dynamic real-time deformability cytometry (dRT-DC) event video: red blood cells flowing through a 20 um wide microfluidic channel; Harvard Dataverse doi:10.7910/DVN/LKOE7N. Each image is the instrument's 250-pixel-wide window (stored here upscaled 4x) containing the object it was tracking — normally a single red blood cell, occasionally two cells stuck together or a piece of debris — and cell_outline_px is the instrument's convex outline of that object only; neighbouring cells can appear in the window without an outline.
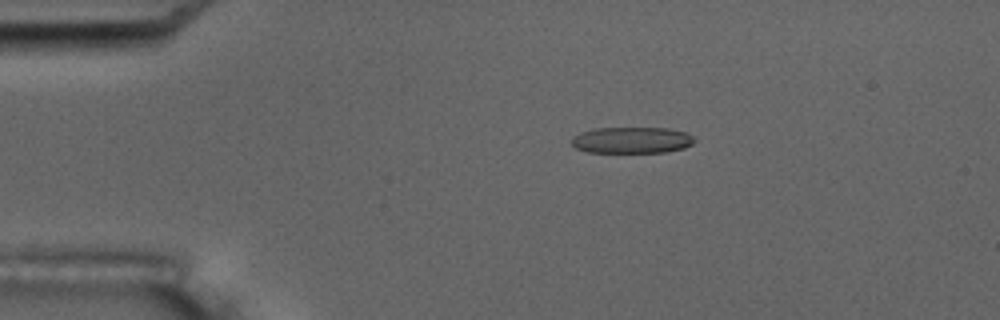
{"species": "common noctule bat (a hibernating species)", "species_latin": "Nyctalus noctula", "temperature_condition": "room temperature", "stored_images_in_passage": 7, "camera_frame_rate_fps": 3000, "um_per_image_px": 0.085, "animal": {"sex": "male", "body_mass_g": 17.5, "forearm_length_mm": 52.3}, "frame": {"image": 1, "passage_image": 4, "time_ms": 3.667, "image_size_px": [1000, 320], "cell_outline_px": [[696, 140], [692, 144], [684, 148], [668, 152], [588, 152], [576, 148], [572, 144], [572, 136], [580, 132], [596, 128], [668, 128], [688, 132]], "centroid_in_image_um": [53.73, 11.91], "position_along_channel_um": 31.3, "area_um2": 18.96}}